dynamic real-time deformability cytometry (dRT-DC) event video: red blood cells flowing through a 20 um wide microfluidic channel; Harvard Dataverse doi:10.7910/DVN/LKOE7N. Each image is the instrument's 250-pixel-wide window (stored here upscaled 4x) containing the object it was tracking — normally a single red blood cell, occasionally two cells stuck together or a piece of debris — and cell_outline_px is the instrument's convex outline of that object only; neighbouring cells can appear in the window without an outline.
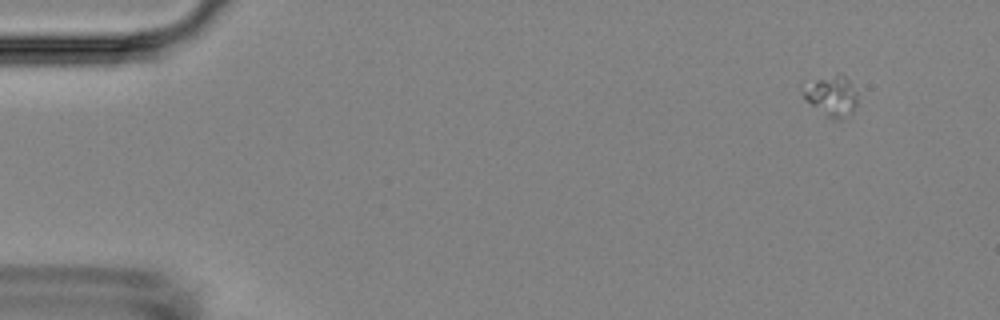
{"species": "Egyptian fruit bat (a non-hibernating species)", "species_latin": "Rousettus aegyptiacus", "temperature_condition": "room temperature", "stored_images_in_passage": 5, "camera_frame_rate_fps": 3000, "um_per_image_px": 0.085, "animal": {"sex": "female"}, "frame": {"image": 1, "passage_image": 1, "time_ms": 0.0, "image_size_px": [1000, 320], "cell_outline_px": [[856, 104], [840, 120], [832, 120], [804, 100], [804, 92], [816, 80], [836, 76], [844, 76], [848, 80], [856, 92]], "centroid_in_image_um": [70.7, 8.22], "position_along_channel_um": 14.3, "area_um2": 11.79}}
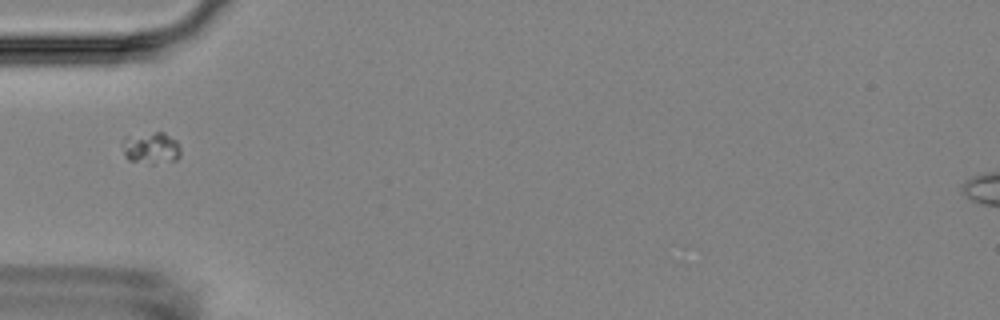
{"frame": {"image": 2, "passage_image": 5, "time_ms": 4.667, "image_size_px": [1000, 320], "cell_outline_px": [[180, 156], [176, 160], [152, 164], [128, 160], [124, 156], [120, 140], [124, 136], [156, 132], [164, 132], [176, 140], [180, 148]], "centroid_in_image_um": [12.79, 12.57], "position_along_channel_um": 72.2, "area_um2": 11.04}}